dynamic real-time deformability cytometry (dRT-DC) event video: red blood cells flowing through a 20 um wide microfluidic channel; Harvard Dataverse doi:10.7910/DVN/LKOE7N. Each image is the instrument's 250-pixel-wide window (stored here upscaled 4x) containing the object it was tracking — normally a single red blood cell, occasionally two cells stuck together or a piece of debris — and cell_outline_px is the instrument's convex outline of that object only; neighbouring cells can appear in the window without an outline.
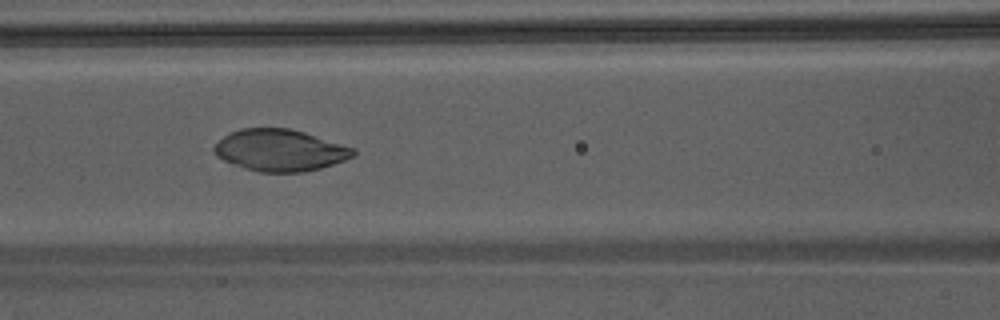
{"species": "Egyptian fruit bat (a non-hibernating species)", "species_latin": "Rousettus aegyptiacus", "temperature_condition": "warm", "stored_images_in_passage": 22, "camera_frame_rate_fps": 3000, "um_per_image_px": 0.085, "animal": {"sex": "male"}, "frame": {"image": 1, "passage_image": 8, "time_ms": 2.333, "image_size_px": [1000, 320], "cell_outline_px": [[356, 152], [352, 156], [344, 160], [320, 168], [304, 172], [260, 172], [244, 168], [232, 164], [216, 156], [212, 152], [212, 148], [224, 136], [240, 128], [292, 128], [356, 148]], "centroid_in_image_um": [23.79, 12.77], "position_along_channel_um": 142.8, "area_um2": 33.87}}
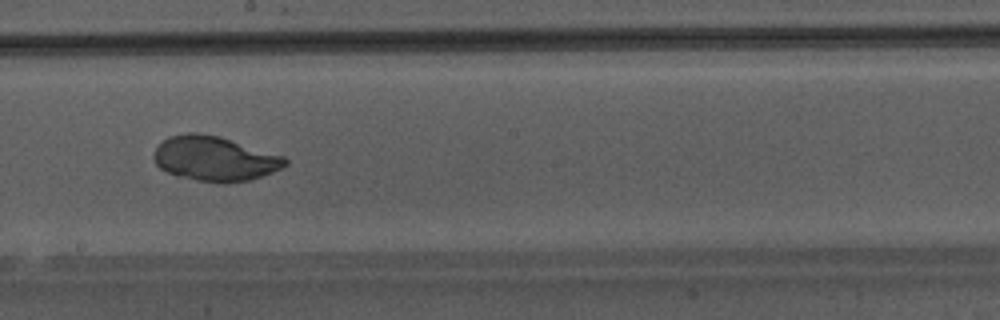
{"frame": {"image": 2, "passage_image": 14, "time_ms": 4.333, "image_size_px": [1000, 320], "cell_outline_px": [[288, 164], [272, 172], [248, 180], [224, 184], [216, 184], [196, 180], [180, 176], [168, 172], [160, 168], [156, 164], [152, 156], [156, 148], [168, 136], [188, 132], [196, 132], [220, 136], [284, 156], [288, 160]], "centroid_in_image_um": [18.24, 13.48], "position_along_channel_um": 230.0, "area_um2": 34.33}}
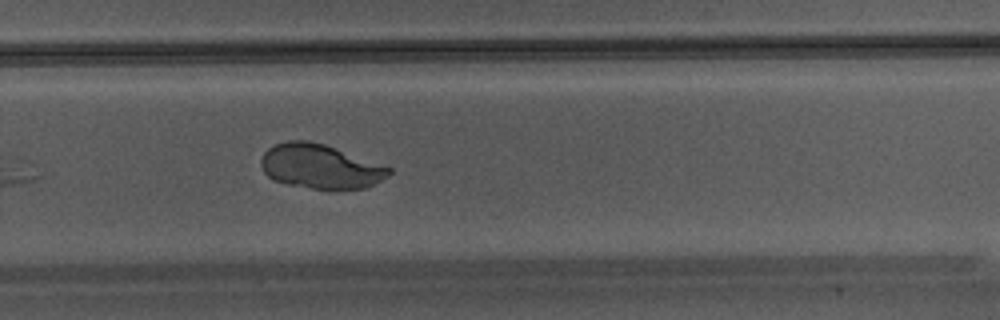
{"frame": {"image": 3, "passage_image": 19, "time_ms": 6.0, "image_size_px": [1000, 320], "cell_outline_px": [[392, 172], [388, 176], [364, 188], [312, 188], [288, 184], [272, 180], [264, 172], [260, 164], [260, 160], [264, 152], [268, 148], [276, 144], [288, 140], [308, 140], [324, 144], [392, 168]], "centroid_in_image_um": [27.18, 14.13], "position_along_channel_um": 302.6, "area_um2": 32.66}}